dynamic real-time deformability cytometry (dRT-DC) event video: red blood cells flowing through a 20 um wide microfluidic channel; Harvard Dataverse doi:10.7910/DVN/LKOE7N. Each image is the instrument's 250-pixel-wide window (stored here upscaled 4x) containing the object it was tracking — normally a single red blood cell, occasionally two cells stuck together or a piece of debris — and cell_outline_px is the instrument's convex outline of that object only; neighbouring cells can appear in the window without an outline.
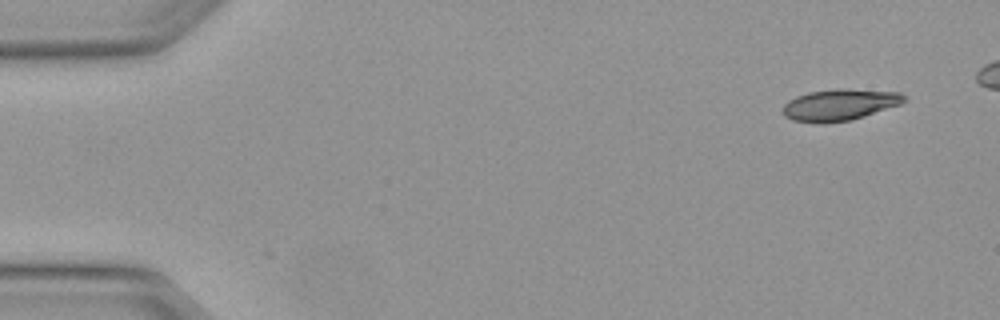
{"species": "Egyptian fruit bat (a non-hibernating species)", "species_latin": "Rousettus aegyptiacus", "temperature_condition": "warm", "stored_images_in_passage": 4, "camera_frame_rate_fps": 3000, "um_per_image_px": 0.085, "animal": {"sex": "female"}, "frame": {"image": 1, "passage_image": 1, "time_ms": 0.0, "image_size_px": [1000, 320], "cell_outline_px": [[908, 100], [900, 104], [852, 120], [792, 120], [784, 116], [780, 112], [784, 104], [788, 100], [796, 96], [808, 92], [836, 88], [840, 88], [900, 92]], "centroid_in_image_um": [71.38, 8.85], "position_along_channel_um": 13.6, "area_um2": 21.68}}